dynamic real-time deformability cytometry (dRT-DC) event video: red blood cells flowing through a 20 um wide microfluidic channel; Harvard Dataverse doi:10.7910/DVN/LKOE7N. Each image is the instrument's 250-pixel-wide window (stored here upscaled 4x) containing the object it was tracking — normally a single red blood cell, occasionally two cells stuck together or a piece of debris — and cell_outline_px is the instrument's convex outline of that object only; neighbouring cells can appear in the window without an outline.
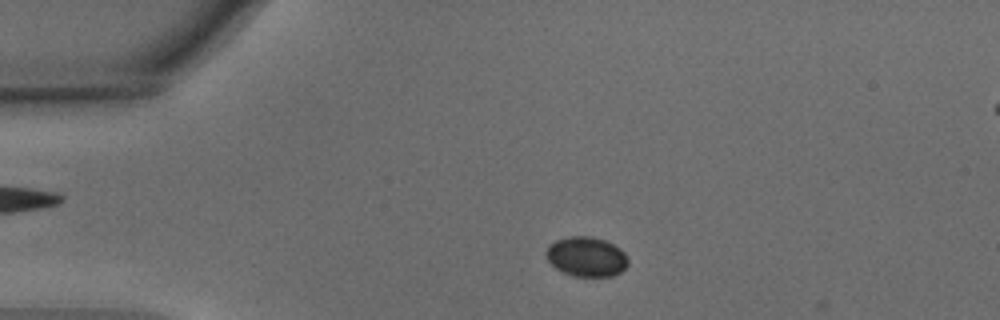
{"species": "common noctule bat (a hibernating species)", "species_latin": "Nyctalus noctula", "temperature_condition": "warm", "stored_images_in_passage": 8, "camera_frame_rate_fps": 3000, "um_per_image_px": 0.085, "animal": {"sex": "male", "body_mass_g": 15.6}, "frame": {"image": 1, "passage_image": 6, "time_ms": 1.667, "image_size_px": [1000, 320], "cell_outline_px": [[628, 264], [620, 272], [612, 276], [576, 276], [564, 272], [556, 268], [548, 260], [544, 252], [548, 244], [556, 240], [568, 236], [592, 236], [604, 240], [620, 248], [624, 252], [628, 260]], "centroid_in_image_um": [49.82, 21.8], "position_along_channel_um": 35.2, "area_um2": 18.96}}